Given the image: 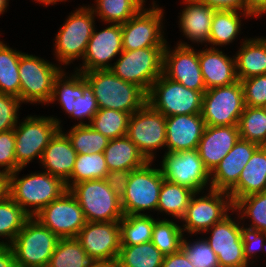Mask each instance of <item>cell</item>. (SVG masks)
Here are the masks:
<instances>
[{"label": "cell", "instance_id": "1", "mask_svg": "<svg viewBox=\"0 0 266 267\" xmlns=\"http://www.w3.org/2000/svg\"><path fill=\"white\" fill-rule=\"evenodd\" d=\"M83 73L99 109H114L130 115L147 103V93L138 85L122 80L111 70Z\"/></svg>", "mask_w": 266, "mask_h": 267}, {"label": "cell", "instance_id": "2", "mask_svg": "<svg viewBox=\"0 0 266 267\" xmlns=\"http://www.w3.org/2000/svg\"><path fill=\"white\" fill-rule=\"evenodd\" d=\"M24 167L10 173L9 196L30 216L34 217L45 206L67 191L66 183L48 172L31 173L18 177ZM30 207V209H29Z\"/></svg>", "mask_w": 266, "mask_h": 267}, {"label": "cell", "instance_id": "3", "mask_svg": "<svg viewBox=\"0 0 266 267\" xmlns=\"http://www.w3.org/2000/svg\"><path fill=\"white\" fill-rule=\"evenodd\" d=\"M59 239L37 219L30 217L9 245L16 267H47Z\"/></svg>", "mask_w": 266, "mask_h": 267}, {"label": "cell", "instance_id": "4", "mask_svg": "<svg viewBox=\"0 0 266 267\" xmlns=\"http://www.w3.org/2000/svg\"><path fill=\"white\" fill-rule=\"evenodd\" d=\"M95 17L89 5L79 7L67 17L54 39V55L59 65L83 59L95 28Z\"/></svg>", "mask_w": 266, "mask_h": 267}, {"label": "cell", "instance_id": "5", "mask_svg": "<svg viewBox=\"0 0 266 267\" xmlns=\"http://www.w3.org/2000/svg\"><path fill=\"white\" fill-rule=\"evenodd\" d=\"M18 124L14 128L16 171L25 168L35 158L41 161L50 140L62 130L60 119L51 116L31 115Z\"/></svg>", "mask_w": 266, "mask_h": 267}, {"label": "cell", "instance_id": "6", "mask_svg": "<svg viewBox=\"0 0 266 267\" xmlns=\"http://www.w3.org/2000/svg\"><path fill=\"white\" fill-rule=\"evenodd\" d=\"M69 191L89 222H116L124 216L121 198L108 187L104 179L79 182Z\"/></svg>", "mask_w": 266, "mask_h": 267}, {"label": "cell", "instance_id": "7", "mask_svg": "<svg viewBox=\"0 0 266 267\" xmlns=\"http://www.w3.org/2000/svg\"><path fill=\"white\" fill-rule=\"evenodd\" d=\"M62 71L57 64L23 52L19 59L21 102L48 104L54 81Z\"/></svg>", "mask_w": 266, "mask_h": 267}, {"label": "cell", "instance_id": "8", "mask_svg": "<svg viewBox=\"0 0 266 267\" xmlns=\"http://www.w3.org/2000/svg\"><path fill=\"white\" fill-rule=\"evenodd\" d=\"M202 97L200 91L186 88L162 73L147 93V103L165 117L201 114Z\"/></svg>", "mask_w": 266, "mask_h": 267}, {"label": "cell", "instance_id": "9", "mask_svg": "<svg viewBox=\"0 0 266 267\" xmlns=\"http://www.w3.org/2000/svg\"><path fill=\"white\" fill-rule=\"evenodd\" d=\"M152 163L148 161L141 168L130 171L126 191L121 197L124 215H147L146 210L157 211L164 177L160 168L152 167Z\"/></svg>", "mask_w": 266, "mask_h": 267}, {"label": "cell", "instance_id": "10", "mask_svg": "<svg viewBox=\"0 0 266 267\" xmlns=\"http://www.w3.org/2000/svg\"><path fill=\"white\" fill-rule=\"evenodd\" d=\"M165 47L123 50L110 69L117 77L141 87L146 93L162 75Z\"/></svg>", "mask_w": 266, "mask_h": 267}, {"label": "cell", "instance_id": "11", "mask_svg": "<svg viewBox=\"0 0 266 267\" xmlns=\"http://www.w3.org/2000/svg\"><path fill=\"white\" fill-rule=\"evenodd\" d=\"M206 195L196 197L199 192H195L184 216L181 218L183 222V233L187 232L190 236L193 234H201L206 232L215 223L220 222L226 217L228 212L233 213V203L230 195L225 191L208 189ZM185 223V224H184Z\"/></svg>", "mask_w": 266, "mask_h": 267}, {"label": "cell", "instance_id": "12", "mask_svg": "<svg viewBox=\"0 0 266 267\" xmlns=\"http://www.w3.org/2000/svg\"><path fill=\"white\" fill-rule=\"evenodd\" d=\"M241 82L207 89L202 97L201 115L209 126H236L245 109Z\"/></svg>", "mask_w": 266, "mask_h": 267}, {"label": "cell", "instance_id": "13", "mask_svg": "<svg viewBox=\"0 0 266 267\" xmlns=\"http://www.w3.org/2000/svg\"><path fill=\"white\" fill-rule=\"evenodd\" d=\"M155 2H152L150 8L144 7L137 15L121 24L123 50L165 47L167 40L164 38L162 23L165 10Z\"/></svg>", "mask_w": 266, "mask_h": 267}, {"label": "cell", "instance_id": "14", "mask_svg": "<svg viewBox=\"0 0 266 267\" xmlns=\"http://www.w3.org/2000/svg\"><path fill=\"white\" fill-rule=\"evenodd\" d=\"M160 164L165 180L204 193L210 183V172L206 169L197 149L178 152L165 151Z\"/></svg>", "mask_w": 266, "mask_h": 267}, {"label": "cell", "instance_id": "15", "mask_svg": "<svg viewBox=\"0 0 266 267\" xmlns=\"http://www.w3.org/2000/svg\"><path fill=\"white\" fill-rule=\"evenodd\" d=\"M126 136L148 161H154V152L165 149L166 117L146 103L130 115Z\"/></svg>", "mask_w": 266, "mask_h": 267}, {"label": "cell", "instance_id": "16", "mask_svg": "<svg viewBox=\"0 0 266 267\" xmlns=\"http://www.w3.org/2000/svg\"><path fill=\"white\" fill-rule=\"evenodd\" d=\"M34 218L59 238H76L87 223L80 204L69 190L45 206Z\"/></svg>", "mask_w": 266, "mask_h": 267}, {"label": "cell", "instance_id": "17", "mask_svg": "<svg viewBox=\"0 0 266 267\" xmlns=\"http://www.w3.org/2000/svg\"><path fill=\"white\" fill-rule=\"evenodd\" d=\"M175 49H170L166 43L163 50L162 73L186 88L206 91L201 73L198 51L187 42L179 41Z\"/></svg>", "mask_w": 266, "mask_h": 267}, {"label": "cell", "instance_id": "18", "mask_svg": "<svg viewBox=\"0 0 266 267\" xmlns=\"http://www.w3.org/2000/svg\"><path fill=\"white\" fill-rule=\"evenodd\" d=\"M231 215L204 232L210 233L205 240L217 255L220 267H249L244 256L240 221L233 220Z\"/></svg>", "mask_w": 266, "mask_h": 267}, {"label": "cell", "instance_id": "19", "mask_svg": "<svg viewBox=\"0 0 266 267\" xmlns=\"http://www.w3.org/2000/svg\"><path fill=\"white\" fill-rule=\"evenodd\" d=\"M76 239L87 255L98 262H116L121 248L119 221H87Z\"/></svg>", "mask_w": 266, "mask_h": 267}, {"label": "cell", "instance_id": "20", "mask_svg": "<svg viewBox=\"0 0 266 267\" xmlns=\"http://www.w3.org/2000/svg\"><path fill=\"white\" fill-rule=\"evenodd\" d=\"M109 25L99 32L94 28L82 59L83 64L75 71L90 72L112 68L113 64L109 62L123 51L122 28L121 24L110 23Z\"/></svg>", "mask_w": 266, "mask_h": 267}, {"label": "cell", "instance_id": "21", "mask_svg": "<svg viewBox=\"0 0 266 267\" xmlns=\"http://www.w3.org/2000/svg\"><path fill=\"white\" fill-rule=\"evenodd\" d=\"M257 144L241 138L210 173L209 189L228 192L237 182L253 153L259 148Z\"/></svg>", "mask_w": 266, "mask_h": 267}, {"label": "cell", "instance_id": "22", "mask_svg": "<svg viewBox=\"0 0 266 267\" xmlns=\"http://www.w3.org/2000/svg\"><path fill=\"white\" fill-rule=\"evenodd\" d=\"M205 127L206 124L201 114L166 117L165 150L178 152L197 149Z\"/></svg>", "mask_w": 266, "mask_h": 267}, {"label": "cell", "instance_id": "23", "mask_svg": "<svg viewBox=\"0 0 266 267\" xmlns=\"http://www.w3.org/2000/svg\"><path fill=\"white\" fill-rule=\"evenodd\" d=\"M240 138L238 125H206L197 150L206 169L211 173Z\"/></svg>", "mask_w": 266, "mask_h": 267}, {"label": "cell", "instance_id": "24", "mask_svg": "<svg viewBox=\"0 0 266 267\" xmlns=\"http://www.w3.org/2000/svg\"><path fill=\"white\" fill-rule=\"evenodd\" d=\"M198 59L206 90L238 81L234 56L231 58L220 49L209 47L198 51Z\"/></svg>", "mask_w": 266, "mask_h": 267}, {"label": "cell", "instance_id": "25", "mask_svg": "<svg viewBox=\"0 0 266 267\" xmlns=\"http://www.w3.org/2000/svg\"><path fill=\"white\" fill-rule=\"evenodd\" d=\"M77 152L63 130H59L44 149L40 163L45 172L66 182L72 174Z\"/></svg>", "mask_w": 266, "mask_h": 267}, {"label": "cell", "instance_id": "26", "mask_svg": "<svg viewBox=\"0 0 266 267\" xmlns=\"http://www.w3.org/2000/svg\"><path fill=\"white\" fill-rule=\"evenodd\" d=\"M183 3L185 7L178 16L180 32L191 42L206 45L209 42L212 18L216 9L198 0H183Z\"/></svg>", "mask_w": 266, "mask_h": 267}, {"label": "cell", "instance_id": "27", "mask_svg": "<svg viewBox=\"0 0 266 267\" xmlns=\"http://www.w3.org/2000/svg\"><path fill=\"white\" fill-rule=\"evenodd\" d=\"M266 191V146H260L244 166L238 182L227 192L233 205L245 196Z\"/></svg>", "mask_w": 266, "mask_h": 267}, {"label": "cell", "instance_id": "28", "mask_svg": "<svg viewBox=\"0 0 266 267\" xmlns=\"http://www.w3.org/2000/svg\"><path fill=\"white\" fill-rule=\"evenodd\" d=\"M234 55L238 80L266 74V37L242 40Z\"/></svg>", "mask_w": 266, "mask_h": 267}, {"label": "cell", "instance_id": "29", "mask_svg": "<svg viewBox=\"0 0 266 267\" xmlns=\"http://www.w3.org/2000/svg\"><path fill=\"white\" fill-rule=\"evenodd\" d=\"M104 156L109 171H132L141 168L148 162L126 135L109 140L104 149Z\"/></svg>", "mask_w": 266, "mask_h": 267}, {"label": "cell", "instance_id": "30", "mask_svg": "<svg viewBox=\"0 0 266 267\" xmlns=\"http://www.w3.org/2000/svg\"><path fill=\"white\" fill-rule=\"evenodd\" d=\"M241 16L246 19L249 17L251 18L247 12L235 10L215 11L212 18L208 42L210 48H217V46L219 48L220 46H226L235 41V38L238 37L241 31Z\"/></svg>", "mask_w": 266, "mask_h": 267}, {"label": "cell", "instance_id": "31", "mask_svg": "<svg viewBox=\"0 0 266 267\" xmlns=\"http://www.w3.org/2000/svg\"><path fill=\"white\" fill-rule=\"evenodd\" d=\"M89 6L102 22L123 24L137 15L145 6V0H95Z\"/></svg>", "mask_w": 266, "mask_h": 267}, {"label": "cell", "instance_id": "32", "mask_svg": "<svg viewBox=\"0 0 266 267\" xmlns=\"http://www.w3.org/2000/svg\"><path fill=\"white\" fill-rule=\"evenodd\" d=\"M97 262L76 238H60L47 267H93Z\"/></svg>", "mask_w": 266, "mask_h": 267}, {"label": "cell", "instance_id": "33", "mask_svg": "<svg viewBox=\"0 0 266 267\" xmlns=\"http://www.w3.org/2000/svg\"><path fill=\"white\" fill-rule=\"evenodd\" d=\"M194 193L187 187L164 179L159 193L157 211L181 220Z\"/></svg>", "mask_w": 266, "mask_h": 267}, {"label": "cell", "instance_id": "34", "mask_svg": "<svg viewBox=\"0 0 266 267\" xmlns=\"http://www.w3.org/2000/svg\"><path fill=\"white\" fill-rule=\"evenodd\" d=\"M164 255L150 241L138 245H121L117 267H161Z\"/></svg>", "mask_w": 266, "mask_h": 267}, {"label": "cell", "instance_id": "35", "mask_svg": "<svg viewBox=\"0 0 266 267\" xmlns=\"http://www.w3.org/2000/svg\"><path fill=\"white\" fill-rule=\"evenodd\" d=\"M23 53L0 40V92L20 99L19 59Z\"/></svg>", "mask_w": 266, "mask_h": 267}, {"label": "cell", "instance_id": "36", "mask_svg": "<svg viewBox=\"0 0 266 267\" xmlns=\"http://www.w3.org/2000/svg\"><path fill=\"white\" fill-rule=\"evenodd\" d=\"M72 75H66L63 70L55 79L52 96L48 104L57 103L61 105L67 115L72 113L73 100L83 96V73L75 71ZM69 76V77H68Z\"/></svg>", "mask_w": 266, "mask_h": 267}, {"label": "cell", "instance_id": "37", "mask_svg": "<svg viewBox=\"0 0 266 267\" xmlns=\"http://www.w3.org/2000/svg\"><path fill=\"white\" fill-rule=\"evenodd\" d=\"M108 172L104 152L77 154L71 177L65 182L66 187L69 190L82 181L105 179Z\"/></svg>", "mask_w": 266, "mask_h": 267}, {"label": "cell", "instance_id": "38", "mask_svg": "<svg viewBox=\"0 0 266 267\" xmlns=\"http://www.w3.org/2000/svg\"><path fill=\"white\" fill-rule=\"evenodd\" d=\"M157 219L151 215H124L119 221L121 245H138L152 240Z\"/></svg>", "mask_w": 266, "mask_h": 267}, {"label": "cell", "instance_id": "39", "mask_svg": "<svg viewBox=\"0 0 266 267\" xmlns=\"http://www.w3.org/2000/svg\"><path fill=\"white\" fill-rule=\"evenodd\" d=\"M30 216L10 196L0 202V245H10ZM7 239V240H6Z\"/></svg>", "mask_w": 266, "mask_h": 267}, {"label": "cell", "instance_id": "40", "mask_svg": "<svg viewBox=\"0 0 266 267\" xmlns=\"http://www.w3.org/2000/svg\"><path fill=\"white\" fill-rule=\"evenodd\" d=\"M77 154L102 153L109 139L88 124H74L64 133Z\"/></svg>", "mask_w": 266, "mask_h": 267}, {"label": "cell", "instance_id": "41", "mask_svg": "<svg viewBox=\"0 0 266 267\" xmlns=\"http://www.w3.org/2000/svg\"><path fill=\"white\" fill-rule=\"evenodd\" d=\"M238 128L241 139L266 146V112L262 107L245 106Z\"/></svg>", "mask_w": 266, "mask_h": 267}, {"label": "cell", "instance_id": "42", "mask_svg": "<svg viewBox=\"0 0 266 267\" xmlns=\"http://www.w3.org/2000/svg\"><path fill=\"white\" fill-rule=\"evenodd\" d=\"M129 117L119 110L99 109L88 125L111 140L127 134Z\"/></svg>", "mask_w": 266, "mask_h": 267}, {"label": "cell", "instance_id": "43", "mask_svg": "<svg viewBox=\"0 0 266 267\" xmlns=\"http://www.w3.org/2000/svg\"><path fill=\"white\" fill-rule=\"evenodd\" d=\"M233 211L241 222L251 219L249 228L266 232V191L240 198L234 205Z\"/></svg>", "mask_w": 266, "mask_h": 267}, {"label": "cell", "instance_id": "44", "mask_svg": "<svg viewBox=\"0 0 266 267\" xmlns=\"http://www.w3.org/2000/svg\"><path fill=\"white\" fill-rule=\"evenodd\" d=\"M184 235L182 227L168 218L157 219L152 230L151 242L166 256L181 249Z\"/></svg>", "mask_w": 266, "mask_h": 267}, {"label": "cell", "instance_id": "45", "mask_svg": "<svg viewBox=\"0 0 266 267\" xmlns=\"http://www.w3.org/2000/svg\"><path fill=\"white\" fill-rule=\"evenodd\" d=\"M181 250L194 267H220L217 255L205 238L190 242L183 236Z\"/></svg>", "mask_w": 266, "mask_h": 267}, {"label": "cell", "instance_id": "46", "mask_svg": "<svg viewBox=\"0 0 266 267\" xmlns=\"http://www.w3.org/2000/svg\"><path fill=\"white\" fill-rule=\"evenodd\" d=\"M98 110L99 108L93 90L83 75V96L73 100L72 113L69 117H73L75 120H81L78 124H89ZM84 119H88V123H85L83 121Z\"/></svg>", "mask_w": 266, "mask_h": 267}, {"label": "cell", "instance_id": "47", "mask_svg": "<svg viewBox=\"0 0 266 267\" xmlns=\"http://www.w3.org/2000/svg\"><path fill=\"white\" fill-rule=\"evenodd\" d=\"M245 105L262 107L266 103V74L240 80Z\"/></svg>", "mask_w": 266, "mask_h": 267}, {"label": "cell", "instance_id": "48", "mask_svg": "<svg viewBox=\"0 0 266 267\" xmlns=\"http://www.w3.org/2000/svg\"><path fill=\"white\" fill-rule=\"evenodd\" d=\"M242 224V225H241ZM244 222L240 223L241 239L243 242L244 256L249 264H253L255 257L262 249L266 252V232L257 229L244 227ZM261 249V250H260ZM252 258V260H250Z\"/></svg>", "mask_w": 266, "mask_h": 267}, {"label": "cell", "instance_id": "49", "mask_svg": "<svg viewBox=\"0 0 266 267\" xmlns=\"http://www.w3.org/2000/svg\"><path fill=\"white\" fill-rule=\"evenodd\" d=\"M21 103L18 97L0 92V132L16 127Z\"/></svg>", "mask_w": 266, "mask_h": 267}, {"label": "cell", "instance_id": "50", "mask_svg": "<svg viewBox=\"0 0 266 267\" xmlns=\"http://www.w3.org/2000/svg\"><path fill=\"white\" fill-rule=\"evenodd\" d=\"M15 144L14 129L0 132V168L8 173L16 171Z\"/></svg>", "mask_w": 266, "mask_h": 267}, {"label": "cell", "instance_id": "51", "mask_svg": "<svg viewBox=\"0 0 266 267\" xmlns=\"http://www.w3.org/2000/svg\"><path fill=\"white\" fill-rule=\"evenodd\" d=\"M129 176L130 171L112 170L106 174L104 180L108 187L121 198L126 191Z\"/></svg>", "mask_w": 266, "mask_h": 267}, {"label": "cell", "instance_id": "52", "mask_svg": "<svg viewBox=\"0 0 266 267\" xmlns=\"http://www.w3.org/2000/svg\"><path fill=\"white\" fill-rule=\"evenodd\" d=\"M216 10H235L246 12V0H198Z\"/></svg>", "mask_w": 266, "mask_h": 267}, {"label": "cell", "instance_id": "53", "mask_svg": "<svg viewBox=\"0 0 266 267\" xmlns=\"http://www.w3.org/2000/svg\"><path fill=\"white\" fill-rule=\"evenodd\" d=\"M161 267H194L186 254L180 249L176 253L166 255Z\"/></svg>", "mask_w": 266, "mask_h": 267}, {"label": "cell", "instance_id": "54", "mask_svg": "<svg viewBox=\"0 0 266 267\" xmlns=\"http://www.w3.org/2000/svg\"><path fill=\"white\" fill-rule=\"evenodd\" d=\"M246 12L258 19L266 13V0H246Z\"/></svg>", "mask_w": 266, "mask_h": 267}, {"label": "cell", "instance_id": "55", "mask_svg": "<svg viewBox=\"0 0 266 267\" xmlns=\"http://www.w3.org/2000/svg\"><path fill=\"white\" fill-rule=\"evenodd\" d=\"M0 267H16L14 254L9 245H0Z\"/></svg>", "mask_w": 266, "mask_h": 267}, {"label": "cell", "instance_id": "56", "mask_svg": "<svg viewBox=\"0 0 266 267\" xmlns=\"http://www.w3.org/2000/svg\"><path fill=\"white\" fill-rule=\"evenodd\" d=\"M10 173L0 170V202L9 196Z\"/></svg>", "mask_w": 266, "mask_h": 267}, {"label": "cell", "instance_id": "57", "mask_svg": "<svg viewBox=\"0 0 266 267\" xmlns=\"http://www.w3.org/2000/svg\"><path fill=\"white\" fill-rule=\"evenodd\" d=\"M37 1V3L43 4L44 6H48V5H54L57 4V2H65L67 0H34Z\"/></svg>", "mask_w": 266, "mask_h": 267}, {"label": "cell", "instance_id": "58", "mask_svg": "<svg viewBox=\"0 0 266 267\" xmlns=\"http://www.w3.org/2000/svg\"><path fill=\"white\" fill-rule=\"evenodd\" d=\"M93 267H117L116 262H97Z\"/></svg>", "mask_w": 266, "mask_h": 267}, {"label": "cell", "instance_id": "59", "mask_svg": "<svg viewBox=\"0 0 266 267\" xmlns=\"http://www.w3.org/2000/svg\"><path fill=\"white\" fill-rule=\"evenodd\" d=\"M9 0H0V15L3 14L9 6Z\"/></svg>", "mask_w": 266, "mask_h": 267}, {"label": "cell", "instance_id": "60", "mask_svg": "<svg viewBox=\"0 0 266 267\" xmlns=\"http://www.w3.org/2000/svg\"><path fill=\"white\" fill-rule=\"evenodd\" d=\"M262 108L266 112V103L262 106Z\"/></svg>", "mask_w": 266, "mask_h": 267}]
</instances>
